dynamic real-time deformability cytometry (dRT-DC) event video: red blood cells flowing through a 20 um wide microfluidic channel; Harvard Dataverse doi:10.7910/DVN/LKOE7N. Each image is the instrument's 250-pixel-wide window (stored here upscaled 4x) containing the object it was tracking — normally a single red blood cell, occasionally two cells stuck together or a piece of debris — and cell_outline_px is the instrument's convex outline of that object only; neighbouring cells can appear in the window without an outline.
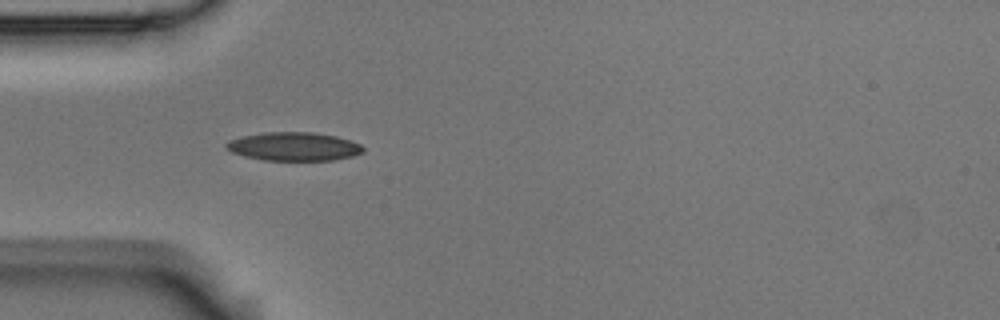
{"species": "Egyptian fruit bat (a non-hibernating species)", "species_latin": "Rousettus aegyptiacus", "temperature_condition": "room temperature", "stored_images_in_passage": 4, "camera_frame_rate_fps": 3000, "um_per_image_px": 0.085, "animal": {"sex": "male"}, "frame": {"image": 1, "passage_image": 3, "time_ms": 0.667, "image_size_px": [1000, 320], "cell_outline_px": [[364, 152], [352, 156], [332, 160], [264, 160], [244, 156], [232, 152], [224, 148], [224, 144], [228, 140], [240, 136], [264, 132], [312, 132], [336, 136], [360, 144], [364, 148]], "centroid_in_image_um": [24.92, 12.45], "position_along_channel_um": 60.1, "area_um2": 22.83}}
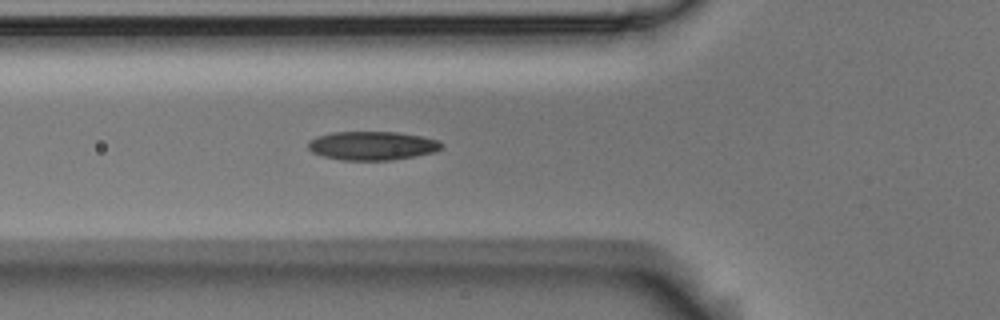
{"frame": {"image": 2, "passage_image": 4, "time_ms": 1.0, "image_size_px": [1000, 320], "cell_outline_px": [[444, 144], [436, 152], [416, 156], [392, 160], [340, 160], [324, 156], [312, 152], [308, 148], [308, 140], [316, 136], [332, 132], [396, 132], [424, 136], [440, 140]], "centroid_in_image_um": [31.66, 12.38], "position_along_channel_um": 94.1, "area_um2": 22.6}}